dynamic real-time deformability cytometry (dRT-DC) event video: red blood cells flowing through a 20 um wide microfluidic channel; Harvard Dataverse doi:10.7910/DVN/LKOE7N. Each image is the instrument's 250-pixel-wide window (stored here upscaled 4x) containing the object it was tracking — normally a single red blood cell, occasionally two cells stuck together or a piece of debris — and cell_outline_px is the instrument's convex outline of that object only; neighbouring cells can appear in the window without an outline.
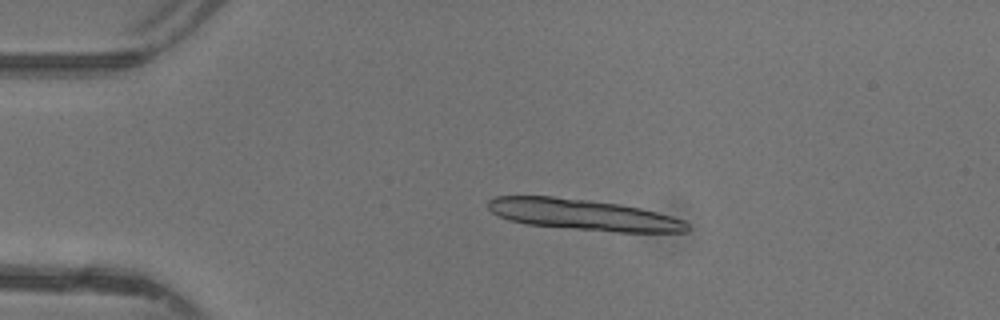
{"species": "common noctule bat (a hibernating species)", "species_latin": "Nyctalus noctula", "temperature_condition": "warm", "stored_images_in_passage": 47, "camera_frame_rate_fps": 3000, "um_per_image_px": 0.085, "animal": {"sex": "female"}, "frame": {"image": 1, "passage_image": 9, "time_ms": 2.667, "image_size_px": [1000, 320], "cell_outline_px": [[692, 228], [688, 232], [612, 232], [524, 224], [508, 220], [492, 212], [488, 208], [488, 200], [496, 196], [552, 196], [588, 200], [620, 204], [640, 208], [672, 216], [684, 220]], "centroid_in_image_um": [49.6, 18.26], "position_along_channel_um": 35.4, "area_um2": 36.13}}
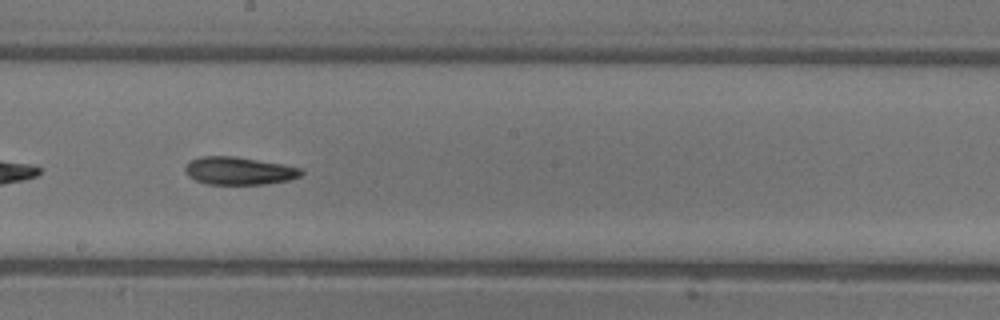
{"frame": {"image": 2, "passage_image": 26, "time_ms": 8.333, "image_size_px": [1000, 320], "cell_outline_px": [[304, 172], [300, 176], [288, 180], [264, 184], [208, 184], [196, 180], [188, 176], [184, 168], [192, 160], [200, 156], [236, 156], [284, 164], [300, 168]], "centroid_in_image_um": [20.33, 14.51], "position_along_channel_um": 227.9, "area_um2": 18.73}}
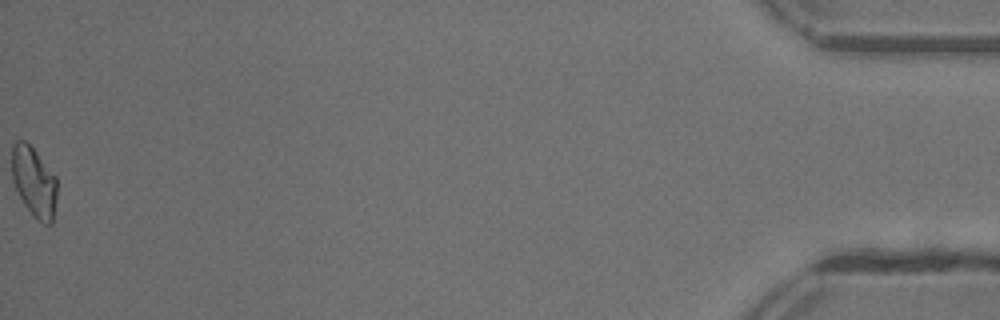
{"frame": {"image": 3, "passage_image": 47, "time_ms": 15.333, "image_size_px": [1000, 320], "cell_outline_px": [[56, 200], [52, 224], [44, 224], [36, 220], [24, 204], [12, 180], [12, 144], [16, 140], [24, 140], [36, 152], [56, 176]], "centroid_in_image_um": [2.89, 15.47], "position_along_channel_um": 432.3, "area_um2": 18.38}, "authors_computed_cell_mechanics": {"area_um2": 18.785, "velocity_mm_per_s": 4.4094, "shape_relaxation_time_tau1_ms": null, "shape_relaxation_time_tau2_ms": 6.9761, "deformation_change_tau1": null, "deformation_change_tau2": 0.1647}}